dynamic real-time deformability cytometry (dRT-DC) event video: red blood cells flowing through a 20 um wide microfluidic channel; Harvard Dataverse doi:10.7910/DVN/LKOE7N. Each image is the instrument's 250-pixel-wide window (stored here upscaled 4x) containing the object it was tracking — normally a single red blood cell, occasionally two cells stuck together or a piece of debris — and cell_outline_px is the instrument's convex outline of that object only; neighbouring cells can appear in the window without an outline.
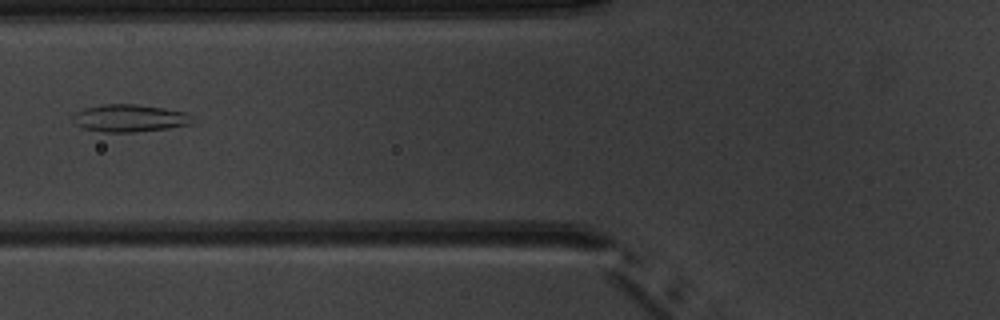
{"species": "common noctule bat (a hibernating species)", "species_latin": "Nyctalus noctula", "temperature_condition": "warm", "stored_images_in_passage": 6, "camera_frame_rate_fps": 3000, "um_per_image_px": 0.085, "animal": {"sex": "male", "body_mass_g": 20.1, "forearm_length_mm": 53.5}, "frame": {"image": 1, "passage_image": 5, "time_ms": 5.667, "image_size_px": [1000, 320], "cell_outline_px": [[192, 124], [168, 128], [132, 132], [104, 132], [84, 128], [76, 124], [72, 120], [72, 116], [76, 112], [84, 108], [104, 104], [136, 104], [164, 108], [184, 112]], "centroid_in_image_um": [10.94, 10.04], "position_along_channel_um": 114.9, "area_um2": 18.79}}